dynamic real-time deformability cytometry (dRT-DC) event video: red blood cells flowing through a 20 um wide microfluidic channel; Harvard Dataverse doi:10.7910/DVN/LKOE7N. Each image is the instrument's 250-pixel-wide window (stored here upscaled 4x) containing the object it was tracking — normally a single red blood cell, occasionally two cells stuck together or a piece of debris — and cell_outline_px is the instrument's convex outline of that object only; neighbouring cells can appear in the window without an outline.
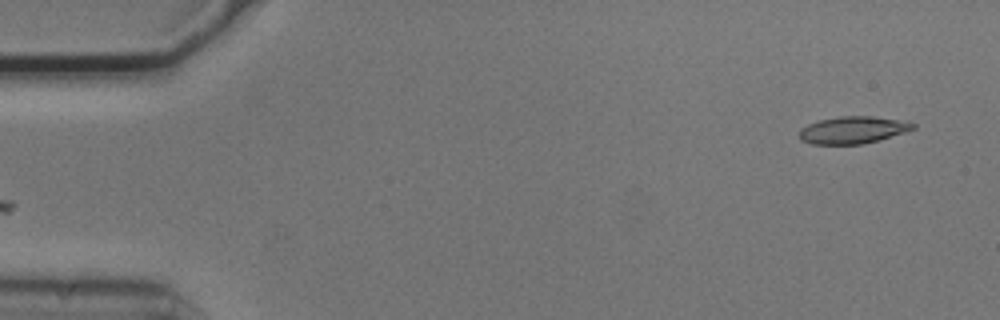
{"species": "common noctule bat (a hibernating species)", "species_latin": "Nyctalus noctula", "temperature_condition": "cold", "stored_images_in_passage": 14, "camera_frame_rate_fps": 3000, "um_per_image_px": 0.085, "animal": {"sex": "male", "body_mass_g": 20.5, "forearm_length_mm": 52.5}, "frame": {"image": 1, "passage_image": 1, "time_ms": 0.0, "image_size_px": [1000, 320], "cell_outline_px": [[916, 128], [880, 140], [860, 144], [812, 144], [800, 140], [800, 128], [808, 124], [820, 120], [840, 116], [872, 116], [896, 120], [916, 124]], "centroid_in_image_um": [72.46, 11.05], "position_along_channel_um": 12.5, "area_um2": 17.8}}
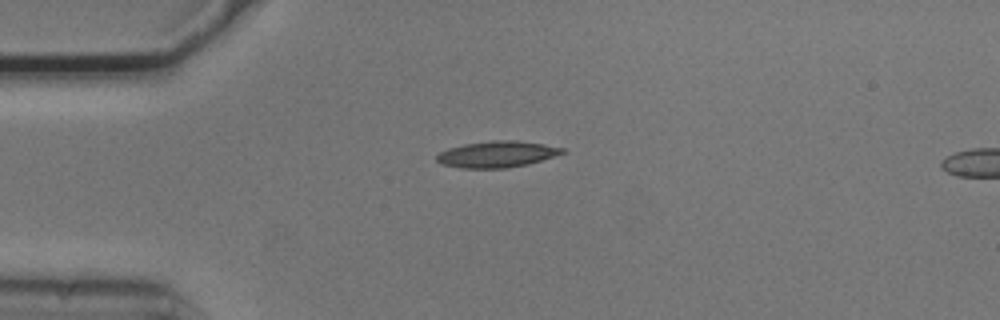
{"frame": {"image": 2, "passage_image": 11, "time_ms": 3.333, "image_size_px": [1000, 320], "cell_outline_px": [[564, 152], [528, 164], [508, 168], [460, 168], [440, 164], [436, 160], [436, 156], [440, 152], [448, 148], [464, 144], [492, 140], [516, 140], [544, 144], [564, 148]], "centroid_in_image_um": [42.18, 13.11], "position_along_channel_um": 42.8, "area_um2": 19.19}}